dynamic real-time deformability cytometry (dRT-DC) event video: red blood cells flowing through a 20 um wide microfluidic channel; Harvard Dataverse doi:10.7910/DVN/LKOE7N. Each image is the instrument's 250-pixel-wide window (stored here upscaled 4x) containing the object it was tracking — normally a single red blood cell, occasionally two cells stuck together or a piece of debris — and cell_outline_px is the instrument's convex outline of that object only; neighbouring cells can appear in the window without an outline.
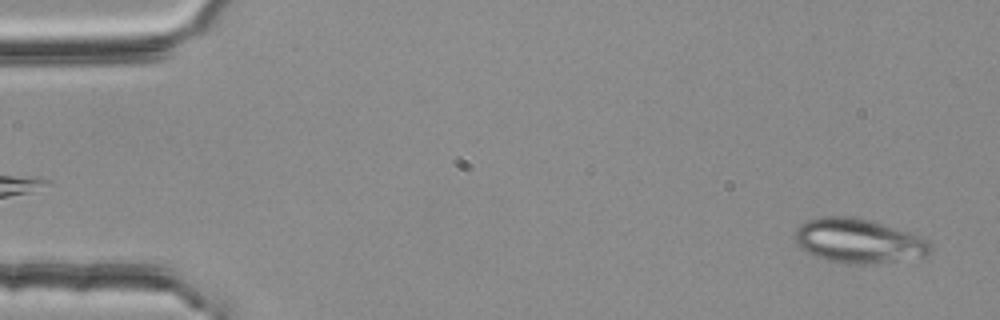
{"species": "common noctule bat (a hibernating species)", "species_latin": "Nyctalus noctula", "temperature_condition": "room temperature", "stored_images_in_passage": 53, "camera_frame_rate_fps": 3000, "um_per_image_px": 0.085, "animal": {"sex": "female", "body_mass_g": 25.1}, "frame": {"image": 1, "passage_image": 2, "time_ms": 0.333, "image_size_px": [1000, 320], "cell_outline_px": [[932, 248], [924, 256], [892, 260], [824, 260], [800, 248], [796, 240], [796, 228], [804, 220], [820, 216], [852, 216], [868, 220], [908, 232], [928, 240], [932, 244]], "centroid_in_image_um": [72.91, 20.39], "position_along_channel_um": 12.1, "area_um2": 33.35}}
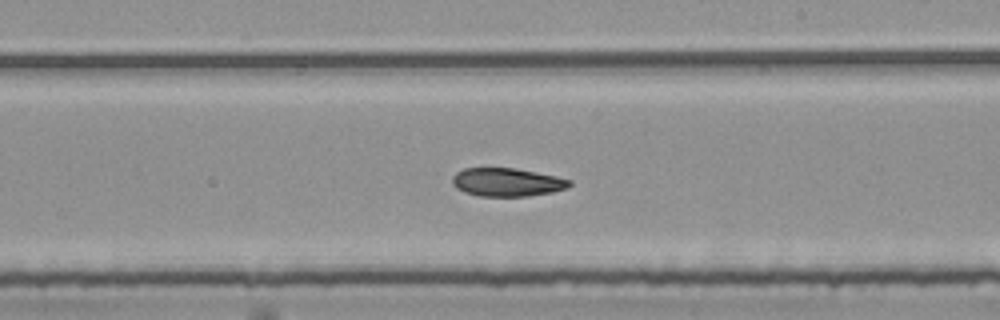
{"frame": {"image": 2, "passage_image": 31, "time_ms": 10.0, "image_size_px": [1000, 320], "cell_outline_px": [[572, 184], [568, 188], [552, 192], [528, 196], [480, 196], [464, 192], [456, 188], [452, 184], [452, 176], [456, 172], [464, 168], [516, 168], [556, 176], [572, 180]], "centroid_in_image_um": [43.1, 15.48], "position_along_channel_um": 245.9, "area_um2": 19.48}}
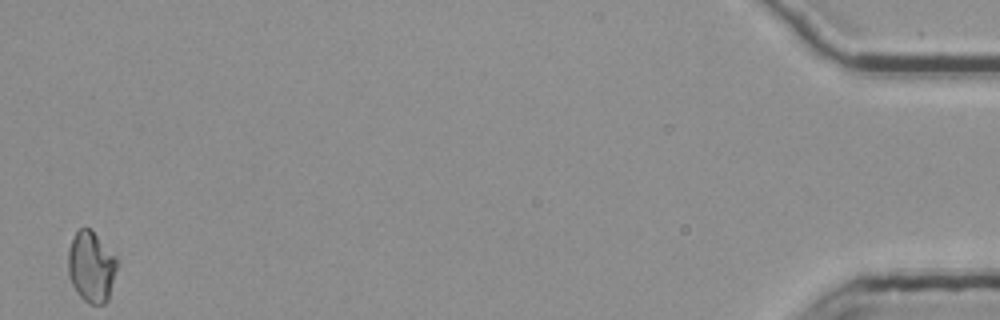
{"frame": {"image": 3, "passage_image": 53, "time_ms": 17.333, "image_size_px": [1000, 320], "cell_outline_px": [[120, 264], [108, 300], [104, 304], [88, 304], [76, 292], [68, 276], [68, 248], [76, 232], [80, 228], [88, 228], [120, 260]], "centroid_in_image_um": [7.79, 22.72], "position_along_channel_um": 427.4, "area_um2": 20.46}, "authors_computed_cell_mechanics": {"area_um2": 20.519, "velocity_mm_per_s": 3.7608, "shape_relaxation_time_tau1_ms": null, "shape_relaxation_time_tau2_ms": 5.6684, "deformation_change_tau1": null, "deformation_change_tau2": 0.0995}}